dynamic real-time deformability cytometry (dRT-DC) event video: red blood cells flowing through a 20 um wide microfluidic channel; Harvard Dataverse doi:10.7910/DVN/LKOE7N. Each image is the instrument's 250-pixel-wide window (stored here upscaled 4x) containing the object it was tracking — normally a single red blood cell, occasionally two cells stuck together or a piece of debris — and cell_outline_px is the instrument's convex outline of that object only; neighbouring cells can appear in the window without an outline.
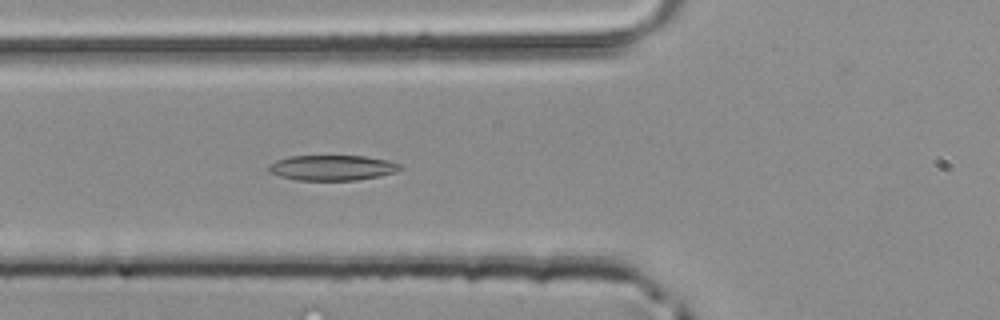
{"species": "common noctule bat (a hibernating species)", "species_latin": "Nyctalus noctula", "temperature_condition": "room temperature", "stored_images_in_passage": 34, "camera_frame_rate_fps": 3000, "um_per_image_px": 0.085, "animal": {"sex": "male", "body_mass_g": 20.4}, "frame": {"image": 1, "passage_image": 5, "time_ms": 1.333, "image_size_px": [1000, 320], "cell_outline_px": [[404, 164], [400, 168], [392, 172], [380, 176], [356, 180], [296, 180], [280, 176], [268, 172], [268, 164], [276, 160], [288, 156], [364, 156], [388, 160]], "centroid_in_image_um": [28.2, 14.25], "position_along_channel_um": 97.6, "area_um2": 19.42}}
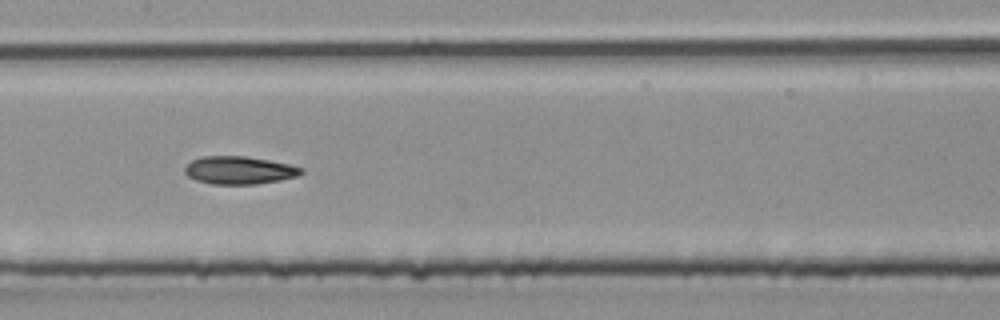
{"frame": {"image": 2, "passage_image": 11, "time_ms": 3.333, "image_size_px": [1000, 320], "cell_outline_px": [[304, 172], [296, 176], [280, 180], [256, 184], [212, 184], [196, 180], [188, 176], [184, 172], [184, 168], [192, 160], [200, 156], [244, 156], [268, 160], [288, 164], [304, 168]], "centroid_in_image_um": [20.32, 14.47], "position_along_channel_um": 187.1, "area_um2": 18.84}}
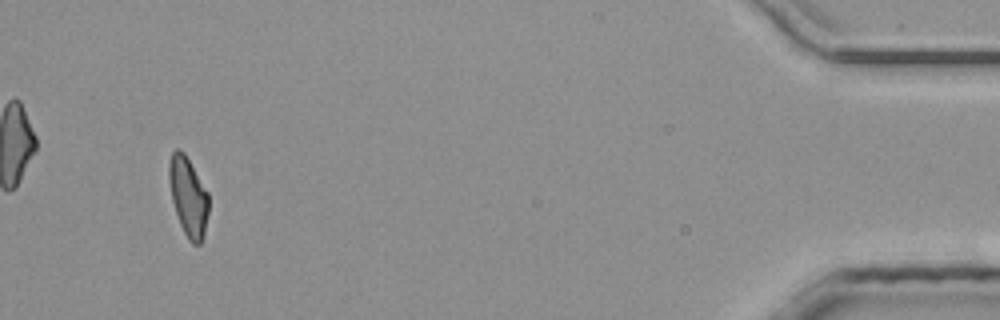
{"frame": {"image": 3, "passage_image": 32, "time_ms": 10.333, "image_size_px": [1000, 320], "cell_outline_px": [[208, 212], [204, 236], [200, 244], [192, 244], [188, 240], [180, 224], [172, 200], [168, 180], [168, 164], [172, 152], [176, 148], [180, 148], [184, 152], [208, 192]], "centroid_in_image_um": [15.99, 16.7], "position_along_channel_um": 419.2, "area_um2": 18.32}}